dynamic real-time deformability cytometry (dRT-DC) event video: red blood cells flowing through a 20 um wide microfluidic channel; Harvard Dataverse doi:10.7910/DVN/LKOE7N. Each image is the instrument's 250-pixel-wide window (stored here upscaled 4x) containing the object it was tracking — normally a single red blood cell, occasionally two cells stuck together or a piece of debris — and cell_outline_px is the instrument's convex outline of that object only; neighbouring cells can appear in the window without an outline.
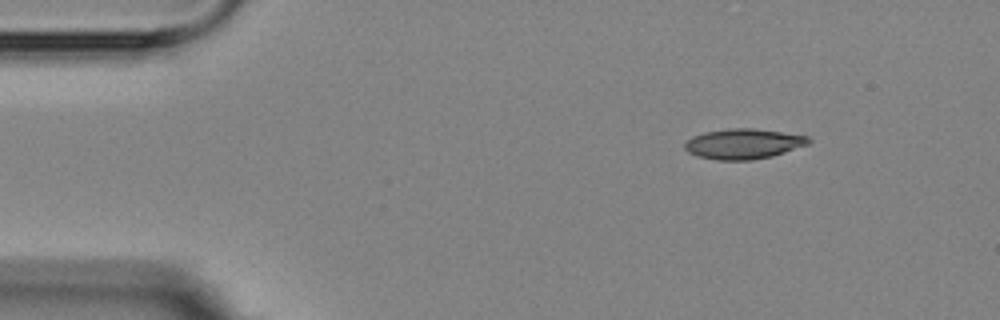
{"species": "Egyptian fruit bat (a non-hibernating species)", "species_latin": "Rousettus aegyptiacus", "temperature_condition": "room temperature", "stored_images_in_passage": 2, "camera_frame_rate_fps": 3000, "um_per_image_px": 0.085, "animal": {"sex": "female"}, "frame": {"image": 1, "passage_image": 2, "time_ms": 1.333, "image_size_px": [1000, 320], "cell_outline_px": [[812, 140], [808, 144], [772, 156], [752, 160], [716, 160], [696, 156], [688, 152], [684, 148], [684, 144], [692, 136], [704, 132], [728, 128], [752, 128], [808, 136]], "centroid_in_image_um": [63.15, 12.23], "position_along_channel_um": 21.8, "area_um2": 21.79}}